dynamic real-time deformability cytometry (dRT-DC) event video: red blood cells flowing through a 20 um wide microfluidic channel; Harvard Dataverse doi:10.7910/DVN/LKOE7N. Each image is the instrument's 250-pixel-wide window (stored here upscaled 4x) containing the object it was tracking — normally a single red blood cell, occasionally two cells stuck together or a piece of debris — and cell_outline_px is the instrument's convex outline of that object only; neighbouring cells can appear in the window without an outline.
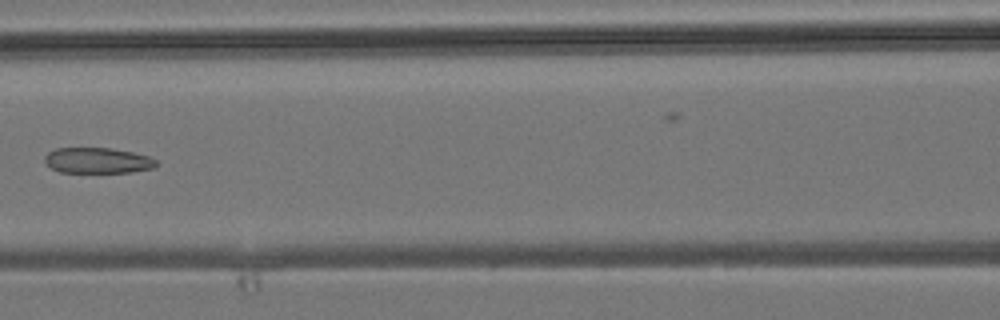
{"species": "common noctule bat (a hibernating species)", "species_latin": "Nyctalus noctula", "temperature_condition": "room temperature", "stored_images_in_passage": 7, "camera_frame_rate_fps": 3000, "um_per_image_px": 0.085, "animal": {"sex": "male", "body_mass_g": 19.2, "forearm_length_mm": 51.8}, "frame": {"image": 1, "passage_image": 6, "time_ms": 5.667, "image_size_px": [1000, 320], "cell_outline_px": [[156, 168], [132, 172], [60, 172], [52, 168], [44, 160], [44, 156], [48, 152], [56, 148], [112, 148], [132, 152], [148, 156], [156, 160]], "centroid_in_image_um": [8.31, 13.64], "position_along_channel_um": 158.3, "area_um2": 16.65}}
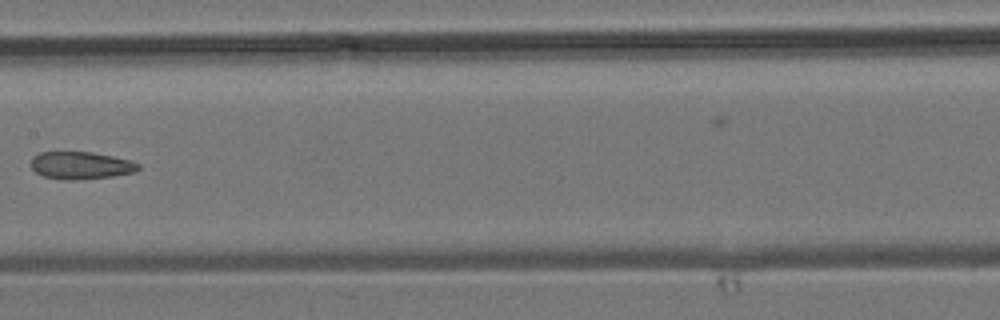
{"frame": {"image": 2, "passage_image": 7, "time_ms": 6.667, "image_size_px": [1000, 320], "cell_outline_px": [[140, 168], [136, 172], [112, 176], [72, 180], [68, 180], [44, 176], [36, 172], [32, 168], [32, 156], [40, 152], [92, 152], [112, 156], [128, 160], [140, 164]], "centroid_in_image_um": [6.88, 14.05], "position_along_channel_um": 200.5, "area_um2": 16.99}}